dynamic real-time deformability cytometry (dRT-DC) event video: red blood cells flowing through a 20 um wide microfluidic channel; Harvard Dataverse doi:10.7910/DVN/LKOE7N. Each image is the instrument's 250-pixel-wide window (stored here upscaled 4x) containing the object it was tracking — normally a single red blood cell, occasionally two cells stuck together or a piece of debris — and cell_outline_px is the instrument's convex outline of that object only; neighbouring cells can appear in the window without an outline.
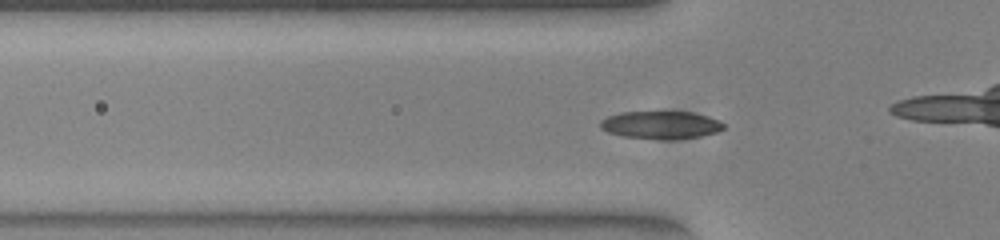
{"species": "common noctule bat (a hibernating species)", "species_latin": "Nyctalus noctula", "temperature_condition": "warm", "stored_images_in_passage": 41, "camera_frame_rate_fps": 3000, "um_per_image_px": 0.085, "animal": {"sex": "female", "body_mass_g": 23.0, "forearm_length_mm": 53.4}, "frame": {"image": 1, "passage_image": 5, "time_ms": 1.333, "image_size_px": [1000, 240], "cell_outline_px": [[724, 128], [716, 132], [700, 136], [672, 140], [656, 140], [624, 136], [608, 132], [600, 128], [600, 120], [608, 116], [620, 112], [692, 112], [708, 116], [720, 120], [724, 124]], "centroid_in_image_um": [56.17, 10.63], "position_along_channel_um": 69.6, "area_um2": 20.11}}
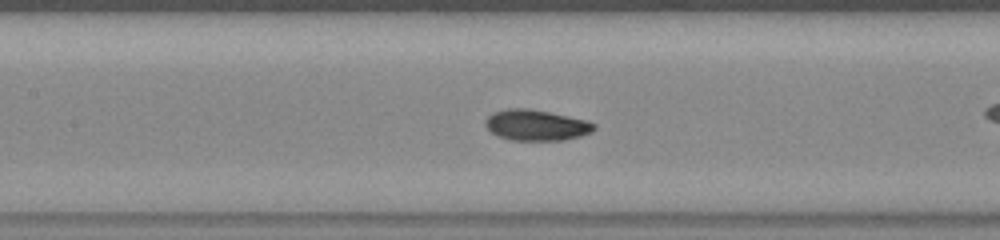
{"frame": {"image": 2, "passage_image": 12, "time_ms": 3.667, "image_size_px": [1000, 240], "cell_outline_px": [[596, 128], [592, 132], [580, 136], [564, 140], [512, 140], [500, 136], [492, 132], [484, 124], [484, 120], [492, 112], [508, 108], [528, 108], [568, 116], [584, 120], [596, 124]], "centroid_in_image_um": [45.57, 10.63], "position_along_channel_um": 161.8, "area_um2": 19.42}}
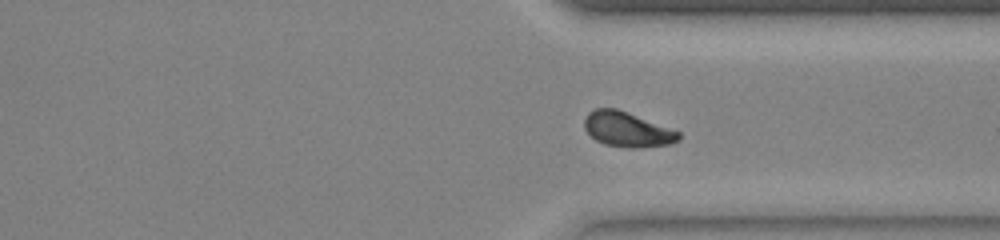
{"frame": {"image": 3, "passage_image": 27, "time_ms": 8.667, "image_size_px": [1000, 240], "cell_outline_px": [[680, 140], [668, 144], [640, 148], [628, 148], [604, 144], [596, 140], [584, 128], [584, 120], [588, 112], [596, 108], [616, 108], [628, 112], [680, 132]], "centroid_in_image_um": [53.3, 11.0], "position_along_channel_um": 358.1, "area_um2": 19.13}, "authors_computed_cell_mechanics": {"area_um2": 19.074, "velocity_mm_per_s": 3.9263, "shape_relaxation_time_tau1_ms": 2.9467, "shape_relaxation_time_tau2_ms": 2.1498, "deformation_change_tau1": 0.1269, "deformation_change_tau2": 0.05}}